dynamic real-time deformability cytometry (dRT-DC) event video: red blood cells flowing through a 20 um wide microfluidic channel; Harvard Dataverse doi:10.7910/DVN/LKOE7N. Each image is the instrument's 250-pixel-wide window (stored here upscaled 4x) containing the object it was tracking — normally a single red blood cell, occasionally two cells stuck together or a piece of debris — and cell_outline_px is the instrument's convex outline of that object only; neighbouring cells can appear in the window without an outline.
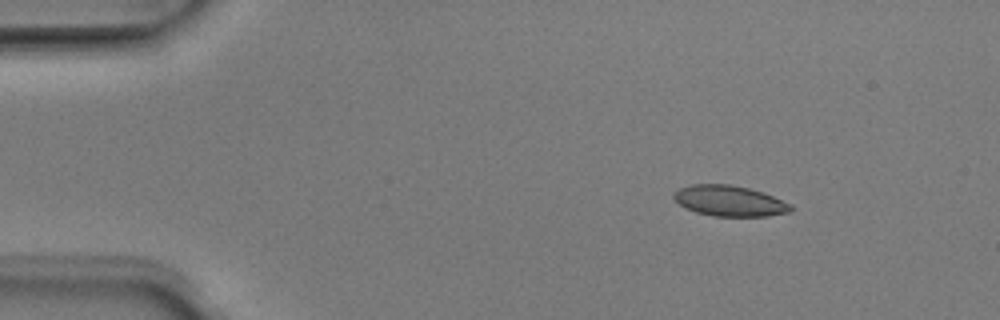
{"species": "Egyptian fruit bat (a non-hibernating species)", "species_latin": "Rousettus aegyptiacus", "temperature_condition": "room temperature", "stored_images_in_passage": 4, "camera_frame_rate_fps": 3000, "um_per_image_px": 0.085, "animal": {"sex": "male"}, "frame": {"image": 1, "passage_image": 2, "time_ms": 0.333, "image_size_px": [1000, 320], "cell_outline_px": [[792, 212], [768, 216], [712, 216], [696, 212], [680, 204], [672, 196], [672, 192], [680, 188], [692, 184], [732, 184], [748, 188], [772, 196], [792, 204]], "centroid_in_image_um": [62.01, 17.07], "position_along_channel_um": 23.0, "area_um2": 20.87}}